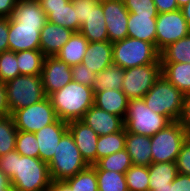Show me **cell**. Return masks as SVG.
<instances>
[{
  "label": "cell",
  "instance_id": "obj_28",
  "mask_svg": "<svg viewBox=\"0 0 190 191\" xmlns=\"http://www.w3.org/2000/svg\"><path fill=\"white\" fill-rule=\"evenodd\" d=\"M47 16V21L63 26L74 32H79V21L76 18V10L72 2H68L58 8H42Z\"/></svg>",
  "mask_w": 190,
  "mask_h": 191
},
{
  "label": "cell",
  "instance_id": "obj_37",
  "mask_svg": "<svg viewBox=\"0 0 190 191\" xmlns=\"http://www.w3.org/2000/svg\"><path fill=\"white\" fill-rule=\"evenodd\" d=\"M125 176L128 191H149L148 166L132 165Z\"/></svg>",
  "mask_w": 190,
  "mask_h": 191
},
{
  "label": "cell",
  "instance_id": "obj_10",
  "mask_svg": "<svg viewBox=\"0 0 190 191\" xmlns=\"http://www.w3.org/2000/svg\"><path fill=\"white\" fill-rule=\"evenodd\" d=\"M161 76V63L124 69L122 91L130 99L143 98Z\"/></svg>",
  "mask_w": 190,
  "mask_h": 191
},
{
  "label": "cell",
  "instance_id": "obj_25",
  "mask_svg": "<svg viewBox=\"0 0 190 191\" xmlns=\"http://www.w3.org/2000/svg\"><path fill=\"white\" fill-rule=\"evenodd\" d=\"M88 44L89 41L80 32H74L56 57L69 66L80 64L85 56Z\"/></svg>",
  "mask_w": 190,
  "mask_h": 191
},
{
  "label": "cell",
  "instance_id": "obj_42",
  "mask_svg": "<svg viewBox=\"0 0 190 191\" xmlns=\"http://www.w3.org/2000/svg\"><path fill=\"white\" fill-rule=\"evenodd\" d=\"M72 3L76 10V18L79 21L80 31L81 26L87 21L91 10L100 3V0H75Z\"/></svg>",
  "mask_w": 190,
  "mask_h": 191
},
{
  "label": "cell",
  "instance_id": "obj_33",
  "mask_svg": "<svg viewBox=\"0 0 190 191\" xmlns=\"http://www.w3.org/2000/svg\"><path fill=\"white\" fill-rule=\"evenodd\" d=\"M132 165L130 155L126 149H123L97 160L93 166L96 170H108L125 174Z\"/></svg>",
  "mask_w": 190,
  "mask_h": 191
},
{
  "label": "cell",
  "instance_id": "obj_5",
  "mask_svg": "<svg viewBox=\"0 0 190 191\" xmlns=\"http://www.w3.org/2000/svg\"><path fill=\"white\" fill-rule=\"evenodd\" d=\"M112 45L113 64L123 69L161 63L160 52L147 41L126 37Z\"/></svg>",
  "mask_w": 190,
  "mask_h": 191
},
{
  "label": "cell",
  "instance_id": "obj_22",
  "mask_svg": "<svg viewBox=\"0 0 190 191\" xmlns=\"http://www.w3.org/2000/svg\"><path fill=\"white\" fill-rule=\"evenodd\" d=\"M129 99L122 90L108 89L94 92V105L111 114L125 118Z\"/></svg>",
  "mask_w": 190,
  "mask_h": 191
},
{
  "label": "cell",
  "instance_id": "obj_9",
  "mask_svg": "<svg viewBox=\"0 0 190 191\" xmlns=\"http://www.w3.org/2000/svg\"><path fill=\"white\" fill-rule=\"evenodd\" d=\"M11 116L18 131L32 133L58 120L48 96L38 103L13 111Z\"/></svg>",
  "mask_w": 190,
  "mask_h": 191
},
{
  "label": "cell",
  "instance_id": "obj_24",
  "mask_svg": "<svg viewBox=\"0 0 190 191\" xmlns=\"http://www.w3.org/2000/svg\"><path fill=\"white\" fill-rule=\"evenodd\" d=\"M89 42L109 41L105 17L103 14L102 0L91 10L87 21L79 31Z\"/></svg>",
  "mask_w": 190,
  "mask_h": 191
},
{
  "label": "cell",
  "instance_id": "obj_27",
  "mask_svg": "<svg viewBox=\"0 0 190 191\" xmlns=\"http://www.w3.org/2000/svg\"><path fill=\"white\" fill-rule=\"evenodd\" d=\"M149 191L164 189L178 174L176 162L151 163L149 166Z\"/></svg>",
  "mask_w": 190,
  "mask_h": 191
},
{
  "label": "cell",
  "instance_id": "obj_1",
  "mask_svg": "<svg viewBox=\"0 0 190 191\" xmlns=\"http://www.w3.org/2000/svg\"><path fill=\"white\" fill-rule=\"evenodd\" d=\"M0 170L10 179L14 191H44L50 187L48 164L16 150L0 156Z\"/></svg>",
  "mask_w": 190,
  "mask_h": 191
},
{
  "label": "cell",
  "instance_id": "obj_50",
  "mask_svg": "<svg viewBox=\"0 0 190 191\" xmlns=\"http://www.w3.org/2000/svg\"><path fill=\"white\" fill-rule=\"evenodd\" d=\"M37 1L39 2L41 8H58L68 3L67 0H37Z\"/></svg>",
  "mask_w": 190,
  "mask_h": 191
},
{
  "label": "cell",
  "instance_id": "obj_45",
  "mask_svg": "<svg viewBox=\"0 0 190 191\" xmlns=\"http://www.w3.org/2000/svg\"><path fill=\"white\" fill-rule=\"evenodd\" d=\"M179 123L188 135L190 133V92L184 95L183 110Z\"/></svg>",
  "mask_w": 190,
  "mask_h": 191
},
{
  "label": "cell",
  "instance_id": "obj_44",
  "mask_svg": "<svg viewBox=\"0 0 190 191\" xmlns=\"http://www.w3.org/2000/svg\"><path fill=\"white\" fill-rule=\"evenodd\" d=\"M152 191H190V176L178 173L172 183L164 189H153Z\"/></svg>",
  "mask_w": 190,
  "mask_h": 191
},
{
  "label": "cell",
  "instance_id": "obj_29",
  "mask_svg": "<svg viewBox=\"0 0 190 191\" xmlns=\"http://www.w3.org/2000/svg\"><path fill=\"white\" fill-rule=\"evenodd\" d=\"M124 69L116 64L109 65L105 70L96 74L93 91L117 89L122 90Z\"/></svg>",
  "mask_w": 190,
  "mask_h": 191
},
{
  "label": "cell",
  "instance_id": "obj_12",
  "mask_svg": "<svg viewBox=\"0 0 190 191\" xmlns=\"http://www.w3.org/2000/svg\"><path fill=\"white\" fill-rule=\"evenodd\" d=\"M108 39L111 43L127 37L129 11L123 0H102Z\"/></svg>",
  "mask_w": 190,
  "mask_h": 191
},
{
  "label": "cell",
  "instance_id": "obj_43",
  "mask_svg": "<svg viewBox=\"0 0 190 191\" xmlns=\"http://www.w3.org/2000/svg\"><path fill=\"white\" fill-rule=\"evenodd\" d=\"M178 173L190 176V140L187 138L176 159Z\"/></svg>",
  "mask_w": 190,
  "mask_h": 191
},
{
  "label": "cell",
  "instance_id": "obj_19",
  "mask_svg": "<svg viewBox=\"0 0 190 191\" xmlns=\"http://www.w3.org/2000/svg\"><path fill=\"white\" fill-rule=\"evenodd\" d=\"M113 45L110 41L89 42L82 63L98 74L113 64Z\"/></svg>",
  "mask_w": 190,
  "mask_h": 191
},
{
  "label": "cell",
  "instance_id": "obj_11",
  "mask_svg": "<svg viewBox=\"0 0 190 191\" xmlns=\"http://www.w3.org/2000/svg\"><path fill=\"white\" fill-rule=\"evenodd\" d=\"M188 34H190V27L181 9L158 14L156 18V49L159 52Z\"/></svg>",
  "mask_w": 190,
  "mask_h": 191
},
{
  "label": "cell",
  "instance_id": "obj_26",
  "mask_svg": "<svg viewBox=\"0 0 190 191\" xmlns=\"http://www.w3.org/2000/svg\"><path fill=\"white\" fill-rule=\"evenodd\" d=\"M161 75L184 95L190 92V63H161Z\"/></svg>",
  "mask_w": 190,
  "mask_h": 191
},
{
  "label": "cell",
  "instance_id": "obj_47",
  "mask_svg": "<svg viewBox=\"0 0 190 191\" xmlns=\"http://www.w3.org/2000/svg\"><path fill=\"white\" fill-rule=\"evenodd\" d=\"M158 14L180 9L176 0H153Z\"/></svg>",
  "mask_w": 190,
  "mask_h": 191
},
{
  "label": "cell",
  "instance_id": "obj_15",
  "mask_svg": "<svg viewBox=\"0 0 190 191\" xmlns=\"http://www.w3.org/2000/svg\"><path fill=\"white\" fill-rule=\"evenodd\" d=\"M68 131L74 138L85 162L92 166L96 163V149L99 135L81 120L68 122Z\"/></svg>",
  "mask_w": 190,
  "mask_h": 191
},
{
  "label": "cell",
  "instance_id": "obj_39",
  "mask_svg": "<svg viewBox=\"0 0 190 191\" xmlns=\"http://www.w3.org/2000/svg\"><path fill=\"white\" fill-rule=\"evenodd\" d=\"M36 136L32 132L18 131L15 150L23 156L39 158Z\"/></svg>",
  "mask_w": 190,
  "mask_h": 191
},
{
  "label": "cell",
  "instance_id": "obj_8",
  "mask_svg": "<svg viewBox=\"0 0 190 191\" xmlns=\"http://www.w3.org/2000/svg\"><path fill=\"white\" fill-rule=\"evenodd\" d=\"M150 138L152 163L176 162L187 133L179 121H173Z\"/></svg>",
  "mask_w": 190,
  "mask_h": 191
},
{
  "label": "cell",
  "instance_id": "obj_36",
  "mask_svg": "<svg viewBox=\"0 0 190 191\" xmlns=\"http://www.w3.org/2000/svg\"><path fill=\"white\" fill-rule=\"evenodd\" d=\"M98 191H128L125 174L96 170Z\"/></svg>",
  "mask_w": 190,
  "mask_h": 191
},
{
  "label": "cell",
  "instance_id": "obj_7",
  "mask_svg": "<svg viewBox=\"0 0 190 191\" xmlns=\"http://www.w3.org/2000/svg\"><path fill=\"white\" fill-rule=\"evenodd\" d=\"M170 123L166 116L157 114L147 107L143 98L129 100L124 118L127 132L151 137Z\"/></svg>",
  "mask_w": 190,
  "mask_h": 191
},
{
  "label": "cell",
  "instance_id": "obj_52",
  "mask_svg": "<svg viewBox=\"0 0 190 191\" xmlns=\"http://www.w3.org/2000/svg\"><path fill=\"white\" fill-rule=\"evenodd\" d=\"M0 191H14L10 179L0 170Z\"/></svg>",
  "mask_w": 190,
  "mask_h": 191
},
{
  "label": "cell",
  "instance_id": "obj_23",
  "mask_svg": "<svg viewBox=\"0 0 190 191\" xmlns=\"http://www.w3.org/2000/svg\"><path fill=\"white\" fill-rule=\"evenodd\" d=\"M21 25H45L47 16L37 0H18L10 17Z\"/></svg>",
  "mask_w": 190,
  "mask_h": 191
},
{
  "label": "cell",
  "instance_id": "obj_6",
  "mask_svg": "<svg viewBox=\"0 0 190 191\" xmlns=\"http://www.w3.org/2000/svg\"><path fill=\"white\" fill-rule=\"evenodd\" d=\"M5 89L10 114L47 97L41 75H19L5 83Z\"/></svg>",
  "mask_w": 190,
  "mask_h": 191
},
{
  "label": "cell",
  "instance_id": "obj_35",
  "mask_svg": "<svg viewBox=\"0 0 190 191\" xmlns=\"http://www.w3.org/2000/svg\"><path fill=\"white\" fill-rule=\"evenodd\" d=\"M17 132L11 114L0 117V156L15 150Z\"/></svg>",
  "mask_w": 190,
  "mask_h": 191
},
{
  "label": "cell",
  "instance_id": "obj_49",
  "mask_svg": "<svg viewBox=\"0 0 190 191\" xmlns=\"http://www.w3.org/2000/svg\"><path fill=\"white\" fill-rule=\"evenodd\" d=\"M10 111L6 102L5 84L0 82V117L9 115Z\"/></svg>",
  "mask_w": 190,
  "mask_h": 191
},
{
  "label": "cell",
  "instance_id": "obj_51",
  "mask_svg": "<svg viewBox=\"0 0 190 191\" xmlns=\"http://www.w3.org/2000/svg\"><path fill=\"white\" fill-rule=\"evenodd\" d=\"M49 189L51 191H72L69 185L63 181H51Z\"/></svg>",
  "mask_w": 190,
  "mask_h": 191
},
{
  "label": "cell",
  "instance_id": "obj_4",
  "mask_svg": "<svg viewBox=\"0 0 190 191\" xmlns=\"http://www.w3.org/2000/svg\"><path fill=\"white\" fill-rule=\"evenodd\" d=\"M88 166L79 152L73 136L67 131L60 139L54 156L48 163L51 181L66 180Z\"/></svg>",
  "mask_w": 190,
  "mask_h": 191
},
{
  "label": "cell",
  "instance_id": "obj_14",
  "mask_svg": "<svg viewBox=\"0 0 190 191\" xmlns=\"http://www.w3.org/2000/svg\"><path fill=\"white\" fill-rule=\"evenodd\" d=\"M44 25H21L9 18V50L15 53L40 50V32Z\"/></svg>",
  "mask_w": 190,
  "mask_h": 191
},
{
  "label": "cell",
  "instance_id": "obj_32",
  "mask_svg": "<svg viewBox=\"0 0 190 191\" xmlns=\"http://www.w3.org/2000/svg\"><path fill=\"white\" fill-rule=\"evenodd\" d=\"M123 149H125V127L117 133L99 136L96 149V162Z\"/></svg>",
  "mask_w": 190,
  "mask_h": 191
},
{
  "label": "cell",
  "instance_id": "obj_30",
  "mask_svg": "<svg viewBox=\"0 0 190 191\" xmlns=\"http://www.w3.org/2000/svg\"><path fill=\"white\" fill-rule=\"evenodd\" d=\"M161 63H190V34L160 52Z\"/></svg>",
  "mask_w": 190,
  "mask_h": 191
},
{
  "label": "cell",
  "instance_id": "obj_38",
  "mask_svg": "<svg viewBox=\"0 0 190 191\" xmlns=\"http://www.w3.org/2000/svg\"><path fill=\"white\" fill-rule=\"evenodd\" d=\"M19 75L17 53L10 50L0 53V82L5 84Z\"/></svg>",
  "mask_w": 190,
  "mask_h": 191
},
{
  "label": "cell",
  "instance_id": "obj_17",
  "mask_svg": "<svg viewBox=\"0 0 190 191\" xmlns=\"http://www.w3.org/2000/svg\"><path fill=\"white\" fill-rule=\"evenodd\" d=\"M81 121L99 136L117 133L125 127L124 120L121 117L102 110L95 105H92L85 112Z\"/></svg>",
  "mask_w": 190,
  "mask_h": 191
},
{
  "label": "cell",
  "instance_id": "obj_21",
  "mask_svg": "<svg viewBox=\"0 0 190 191\" xmlns=\"http://www.w3.org/2000/svg\"><path fill=\"white\" fill-rule=\"evenodd\" d=\"M158 15L129 13L127 37L147 41L156 47V18Z\"/></svg>",
  "mask_w": 190,
  "mask_h": 191
},
{
  "label": "cell",
  "instance_id": "obj_46",
  "mask_svg": "<svg viewBox=\"0 0 190 191\" xmlns=\"http://www.w3.org/2000/svg\"><path fill=\"white\" fill-rule=\"evenodd\" d=\"M9 18L0 17V53L9 50Z\"/></svg>",
  "mask_w": 190,
  "mask_h": 191
},
{
  "label": "cell",
  "instance_id": "obj_16",
  "mask_svg": "<svg viewBox=\"0 0 190 191\" xmlns=\"http://www.w3.org/2000/svg\"><path fill=\"white\" fill-rule=\"evenodd\" d=\"M67 131L68 123L58 119L34 133L39 147L40 160L47 164L51 161L60 139Z\"/></svg>",
  "mask_w": 190,
  "mask_h": 191
},
{
  "label": "cell",
  "instance_id": "obj_20",
  "mask_svg": "<svg viewBox=\"0 0 190 191\" xmlns=\"http://www.w3.org/2000/svg\"><path fill=\"white\" fill-rule=\"evenodd\" d=\"M125 149L133 165L149 166L152 163L150 136L130 133L125 129Z\"/></svg>",
  "mask_w": 190,
  "mask_h": 191
},
{
  "label": "cell",
  "instance_id": "obj_3",
  "mask_svg": "<svg viewBox=\"0 0 190 191\" xmlns=\"http://www.w3.org/2000/svg\"><path fill=\"white\" fill-rule=\"evenodd\" d=\"M143 100L153 112L166 116L171 122L179 121L183 110L184 94L163 75L156 80Z\"/></svg>",
  "mask_w": 190,
  "mask_h": 191
},
{
  "label": "cell",
  "instance_id": "obj_2",
  "mask_svg": "<svg viewBox=\"0 0 190 191\" xmlns=\"http://www.w3.org/2000/svg\"><path fill=\"white\" fill-rule=\"evenodd\" d=\"M49 99L58 119L65 122L81 120L85 112L94 105L92 87L71 81L62 89L50 94Z\"/></svg>",
  "mask_w": 190,
  "mask_h": 191
},
{
  "label": "cell",
  "instance_id": "obj_34",
  "mask_svg": "<svg viewBox=\"0 0 190 191\" xmlns=\"http://www.w3.org/2000/svg\"><path fill=\"white\" fill-rule=\"evenodd\" d=\"M64 181L72 191H98L97 174L93 165Z\"/></svg>",
  "mask_w": 190,
  "mask_h": 191
},
{
  "label": "cell",
  "instance_id": "obj_31",
  "mask_svg": "<svg viewBox=\"0 0 190 191\" xmlns=\"http://www.w3.org/2000/svg\"><path fill=\"white\" fill-rule=\"evenodd\" d=\"M44 58L41 50L17 52V65L20 75H41Z\"/></svg>",
  "mask_w": 190,
  "mask_h": 191
},
{
  "label": "cell",
  "instance_id": "obj_41",
  "mask_svg": "<svg viewBox=\"0 0 190 191\" xmlns=\"http://www.w3.org/2000/svg\"><path fill=\"white\" fill-rule=\"evenodd\" d=\"M72 70V81L82 85L93 87L96 73L91 69L87 68L84 63L76 64L71 66Z\"/></svg>",
  "mask_w": 190,
  "mask_h": 191
},
{
  "label": "cell",
  "instance_id": "obj_18",
  "mask_svg": "<svg viewBox=\"0 0 190 191\" xmlns=\"http://www.w3.org/2000/svg\"><path fill=\"white\" fill-rule=\"evenodd\" d=\"M73 33L68 28L47 21L40 32V50L43 55L56 56Z\"/></svg>",
  "mask_w": 190,
  "mask_h": 191
},
{
  "label": "cell",
  "instance_id": "obj_53",
  "mask_svg": "<svg viewBox=\"0 0 190 191\" xmlns=\"http://www.w3.org/2000/svg\"><path fill=\"white\" fill-rule=\"evenodd\" d=\"M180 9H181V11L183 13V16H184L187 24L190 27V1L186 5L181 7Z\"/></svg>",
  "mask_w": 190,
  "mask_h": 191
},
{
  "label": "cell",
  "instance_id": "obj_48",
  "mask_svg": "<svg viewBox=\"0 0 190 191\" xmlns=\"http://www.w3.org/2000/svg\"><path fill=\"white\" fill-rule=\"evenodd\" d=\"M18 0H0V17L10 18Z\"/></svg>",
  "mask_w": 190,
  "mask_h": 191
},
{
  "label": "cell",
  "instance_id": "obj_40",
  "mask_svg": "<svg viewBox=\"0 0 190 191\" xmlns=\"http://www.w3.org/2000/svg\"><path fill=\"white\" fill-rule=\"evenodd\" d=\"M129 13L139 15H158L153 0H123Z\"/></svg>",
  "mask_w": 190,
  "mask_h": 191
},
{
  "label": "cell",
  "instance_id": "obj_54",
  "mask_svg": "<svg viewBox=\"0 0 190 191\" xmlns=\"http://www.w3.org/2000/svg\"><path fill=\"white\" fill-rule=\"evenodd\" d=\"M179 8L183 7L186 5L190 0H176Z\"/></svg>",
  "mask_w": 190,
  "mask_h": 191
},
{
  "label": "cell",
  "instance_id": "obj_13",
  "mask_svg": "<svg viewBox=\"0 0 190 191\" xmlns=\"http://www.w3.org/2000/svg\"><path fill=\"white\" fill-rule=\"evenodd\" d=\"M72 70L66 62L61 61L56 56L44 58L42 67V84L46 96L62 89L72 81Z\"/></svg>",
  "mask_w": 190,
  "mask_h": 191
}]
</instances>
